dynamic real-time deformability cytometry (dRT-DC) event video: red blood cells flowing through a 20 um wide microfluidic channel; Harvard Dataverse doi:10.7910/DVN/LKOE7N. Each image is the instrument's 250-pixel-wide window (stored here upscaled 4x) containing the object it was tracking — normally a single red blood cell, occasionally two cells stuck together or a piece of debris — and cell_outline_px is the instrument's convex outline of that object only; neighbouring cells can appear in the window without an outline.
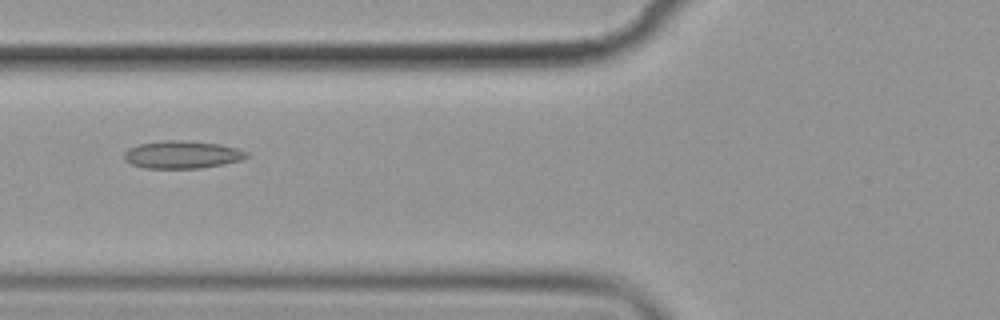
{"species": "common noctule bat (a hibernating species)", "species_latin": "Nyctalus noctula", "temperature_condition": "cold", "stored_images_in_passage": 3, "camera_frame_rate_fps": 3000, "um_per_image_px": 0.085, "animal": {"sex": "female", "body_mass_g": 19.9}, "frame": {"image": 1, "passage_image": 2, "time_ms": 1.0, "image_size_px": [1000, 320], "cell_outline_px": [[248, 156], [240, 160], [224, 164], [200, 168], [144, 168], [132, 164], [124, 160], [124, 152], [128, 148], [140, 144], [164, 140], [184, 140], [220, 144], [240, 148], [248, 152]], "centroid_in_image_um": [15.49, 13.14], "position_along_channel_um": 110.3, "area_um2": 19.83}}
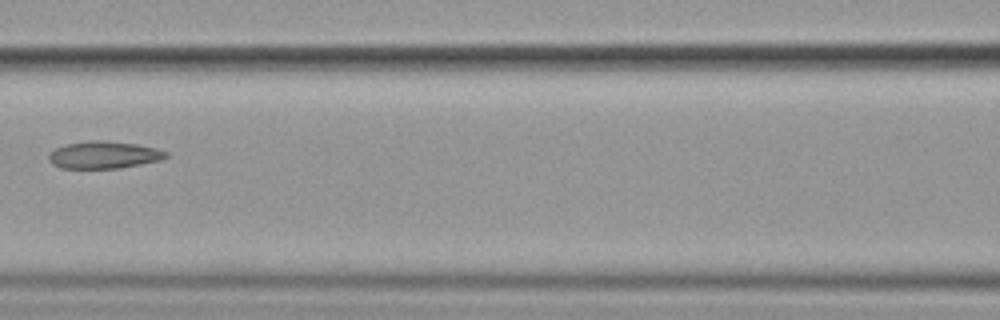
{"frame": {"image": 2, "passage_image": 3, "time_ms": 2.333, "image_size_px": [1000, 320], "cell_outline_px": [[168, 156], [160, 160], [120, 168], [60, 168], [52, 164], [48, 160], [48, 156], [56, 148], [64, 144], [88, 140], [104, 140], [136, 144], [156, 148], [168, 152]], "centroid_in_image_um": [8.81, 13.16], "position_along_channel_um": 157.8, "area_um2": 18.67}}